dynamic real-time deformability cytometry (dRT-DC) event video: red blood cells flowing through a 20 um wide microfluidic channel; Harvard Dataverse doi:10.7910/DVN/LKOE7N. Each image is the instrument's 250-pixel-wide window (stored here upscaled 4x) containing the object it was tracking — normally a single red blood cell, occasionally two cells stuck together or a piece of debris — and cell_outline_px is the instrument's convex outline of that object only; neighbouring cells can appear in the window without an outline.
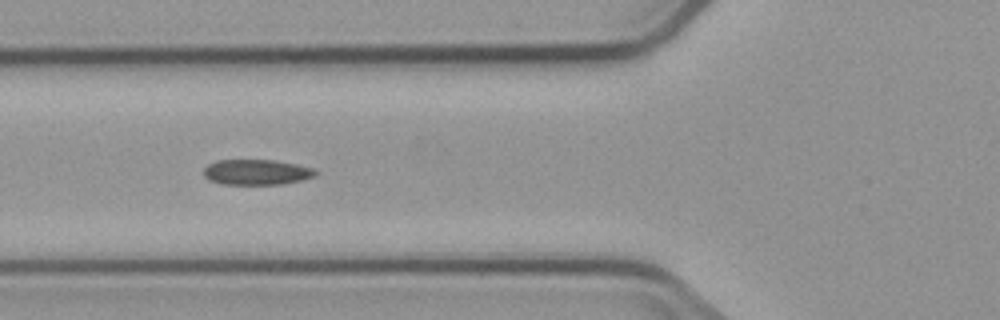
{"species": "common noctule bat (a hibernating species)", "species_latin": "Nyctalus noctula", "temperature_condition": "cold", "stored_images_in_passage": 5, "camera_frame_rate_fps": 3000, "um_per_image_px": 0.085, "animal": {"sex": "male", "body_mass_g": 23.1, "forearm_length_mm": 52.7}, "frame": {"image": 1, "passage_image": 4, "time_ms": 3.333, "image_size_px": [1000, 320], "cell_outline_px": [[320, 172], [316, 176], [304, 180], [284, 184], [220, 184], [208, 180], [204, 176], [204, 168], [208, 164], [216, 160], [272, 160], [296, 164], [312, 168]], "centroid_in_image_um": [21.82, 14.64], "position_along_channel_um": 104.0, "area_um2": 16.76}}
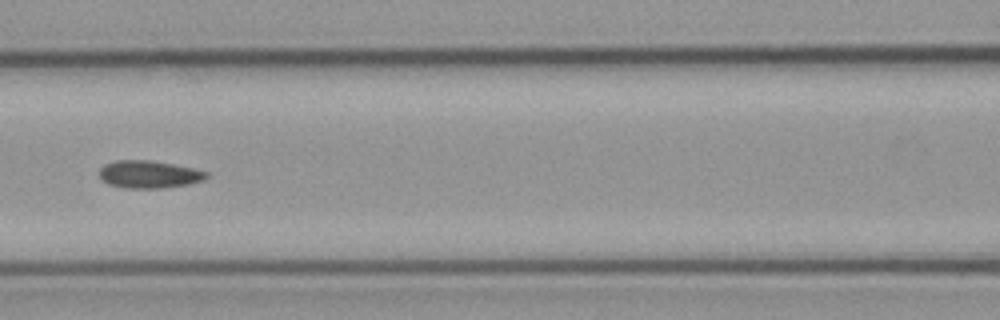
{"frame": {"image": 2, "passage_image": 5, "time_ms": 4.667, "image_size_px": [1000, 320], "cell_outline_px": [[208, 176], [204, 180], [188, 184], [164, 188], [124, 188], [108, 184], [100, 176], [100, 168], [104, 164], [116, 160], [148, 160], [172, 164], [192, 168], [208, 172]], "centroid_in_image_um": [12.66, 14.82], "position_along_channel_um": 153.9, "area_um2": 17.11}}